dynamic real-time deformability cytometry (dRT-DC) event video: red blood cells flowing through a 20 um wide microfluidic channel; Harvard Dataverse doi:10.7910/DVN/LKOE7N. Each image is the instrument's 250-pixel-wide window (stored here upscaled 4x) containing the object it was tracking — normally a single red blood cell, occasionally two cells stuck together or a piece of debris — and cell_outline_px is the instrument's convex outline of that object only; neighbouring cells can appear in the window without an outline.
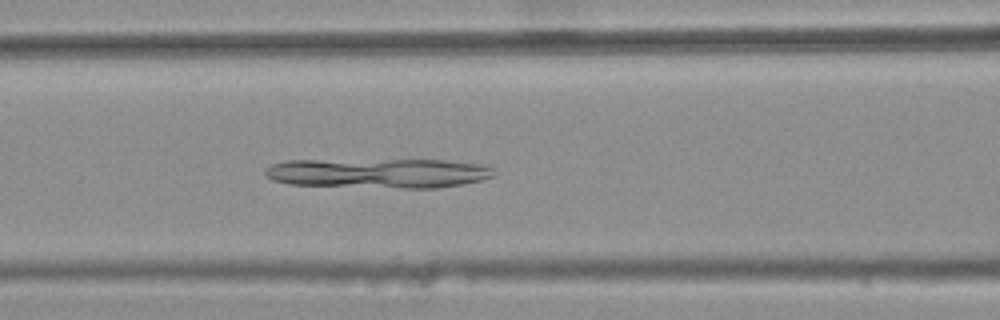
{"species": "common noctule bat (a hibernating species)", "species_latin": "Nyctalus noctula", "temperature_condition": "warm", "stored_images_in_passage": 44, "camera_frame_rate_fps": 3000, "um_per_image_px": 0.085, "animal": {"sex": "female", "body_mass_g": 25.1}, "frame": {"image": 1, "passage_image": 21, "time_ms": 6.667, "image_size_px": [1000, 320], "cell_outline_px": [[496, 176], [480, 180], [460, 184], [436, 188], [404, 188], [288, 184], [272, 180], [264, 172], [272, 164], [288, 160], [444, 160], [480, 164], [492, 168], [496, 172]], "centroid_in_image_um": [32.19, 14.71], "position_along_channel_um": 134.4, "area_um2": 39.48}}
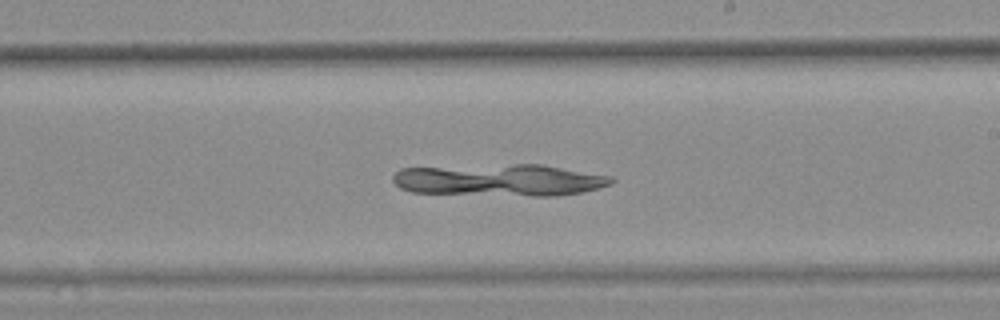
{"frame": {"image": 2, "passage_image": 30, "time_ms": 9.667, "image_size_px": [1000, 320], "cell_outline_px": [[616, 180], [612, 184], [580, 192], [556, 196], [532, 196], [412, 192], [400, 188], [392, 180], [392, 176], [400, 168], [516, 164], [540, 164], [612, 176]], "centroid_in_image_um": [42.48, 15.3], "position_along_channel_um": 246.5, "area_um2": 40.58}}
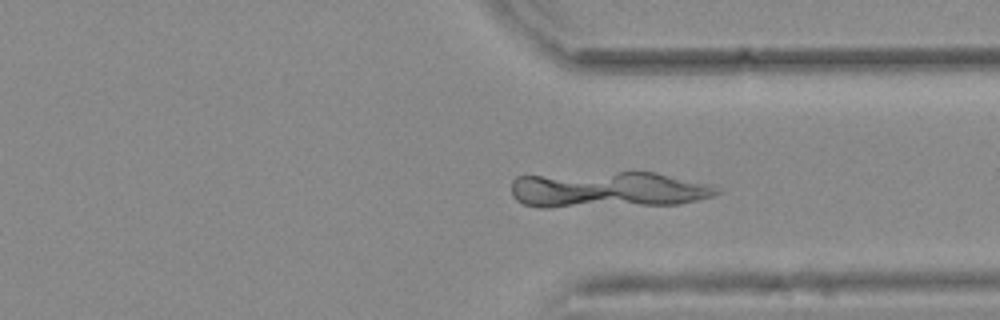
{"frame": {"image": 3, "passage_image": 39, "time_ms": 12.667, "image_size_px": [1000, 320], "cell_outline_px": [[724, 192], [712, 196], [680, 204], [548, 208], [540, 208], [524, 204], [516, 200], [512, 196], [512, 180], [516, 176], [620, 172], [656, 172], [716, 184]], "centroid_in_image_um": [51.76, 16.13], "position_along_channel_um": 359.6, "area_um2": 44.1}}